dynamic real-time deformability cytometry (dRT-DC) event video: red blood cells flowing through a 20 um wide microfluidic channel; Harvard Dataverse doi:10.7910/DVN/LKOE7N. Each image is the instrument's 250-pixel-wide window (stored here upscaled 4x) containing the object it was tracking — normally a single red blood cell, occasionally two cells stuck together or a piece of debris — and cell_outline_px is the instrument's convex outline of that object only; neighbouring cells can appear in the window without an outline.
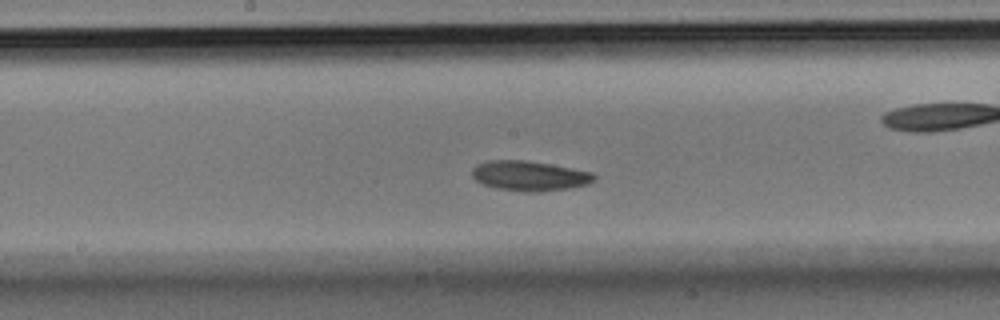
{"species": "Egyptian fruit bat (a non-hibernating species)", "species_latin": "Rousettus aegyptiacus", "temperature_condition": "room temperature", "stored_images_in_passage": 33, "camera_frame_rate_fps": 3000, "um_per_image_px": 0.085, "animal": {"sex": "male"}, "frame": {"image": 1, "passage_image": 15, "time_ms": 4.667, "image_size_px": [1000, 320], "cell_outline_px": [[596, 180], [588, 184], [568, 188], [540, 192], [524, 192], [496, 188], [484, 184], [476, 180], [472, 176], [472, 168], [476, 164], [488, 160], [524, 160], [572, 168], [592, 172], [596, 176]], "centroid_in_image_um": [45.0, 14.95], "position_along_channel_um": 203.2, "area_um2": 21.33}}